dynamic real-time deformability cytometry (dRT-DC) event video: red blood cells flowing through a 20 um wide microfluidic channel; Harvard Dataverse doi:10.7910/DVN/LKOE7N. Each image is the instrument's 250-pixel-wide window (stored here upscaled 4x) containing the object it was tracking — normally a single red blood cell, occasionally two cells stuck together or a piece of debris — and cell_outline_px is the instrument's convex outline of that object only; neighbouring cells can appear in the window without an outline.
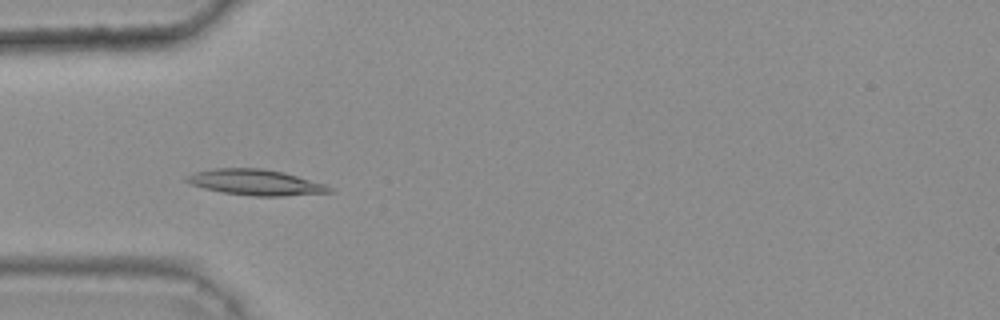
{"species": "common noctule bat (a hibernating species)", "species_latin": "Nyctalus noctula", "temperature_condition": "warm", "stored_images_in_passage": 44, "camera_frame_rate_fps": 3000, "um_per_image_px": 0.085, "animal": {"sex": "female", "body_mass_g": 25.1}, "frame": {"image": 1, "passage_image": 16, "time_ms": 5.0, "image_size_px": [1000, 320], "cell_outline_px": [[332, 192], [280, 196], [256, 196], [224, 192], [204, 188], [192, 184], [184, 180], [184, 176], [196, 172], [212, 168], [264, 168], [284, 172], [324, 184], [332, 188]], "centroid_in_image_um": [21.7, 15.48], "position_along_channel_um": 63.3, "area_um2": 21.21}}
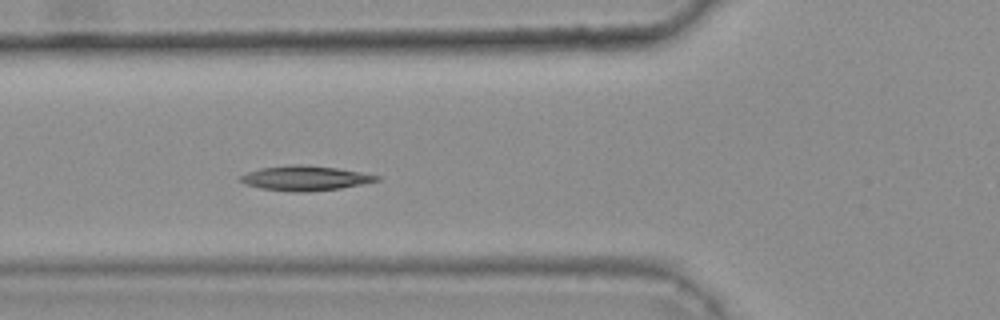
{"frame": {"image": 2, "passage_image": 19, "time_ms": 6.0, "image_size_px": [1000, 320], "cell_outline_px": [[380, 180], [340, 188], [308, 192], [292, 192], [260, 188], [244, 184], [236, 180], [240, 176], [248, 172], [260, 168], [288, 164], [300, 164], [336, 168], [360, 172], [380, 176]], "centroid_in_image_um": [25.86, 15.14], "position_along_channel_um": 99.9, "area_um2": 19.71}}
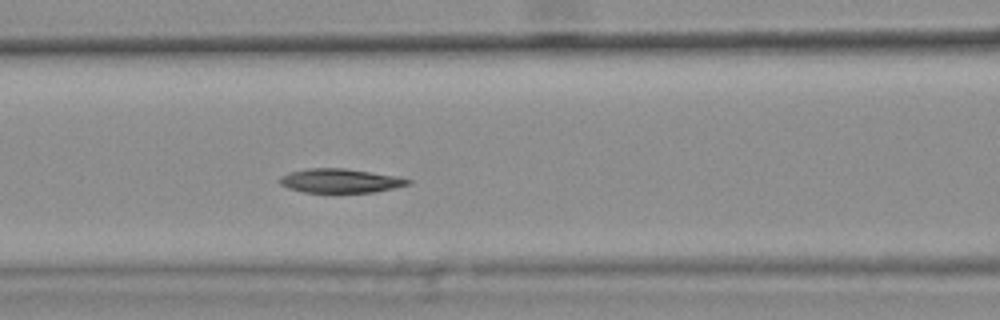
{"frame": {"image": 3, "passage_image": 22, "time_ms": 7.0, "image_size_px": [1000, 320], "cell_outline_px": [[412, 184], [376, 192], [304, 192], [288, 188], [280, 184], [276, 180], [280, 176], [288, 172], [308, 168], [344, 168], [392, 176], [412, 180]], "centroid_in_image_um": [28.85, 15.37], "position_along_channel_um": 137.7, "area_um2": 17.92}, "authors_computed_cell_mechanics": {"area_um2": 18.8139, "velocity_mm_per_s": 3.7715, "shape_relaxation_time_tau1_ms": 9.0513, "shape_relaxation_time_tau2_ms": 8.1025, "deformation_change_tau1": 0.1972, "deformation_change_tau2": 0.1017}}